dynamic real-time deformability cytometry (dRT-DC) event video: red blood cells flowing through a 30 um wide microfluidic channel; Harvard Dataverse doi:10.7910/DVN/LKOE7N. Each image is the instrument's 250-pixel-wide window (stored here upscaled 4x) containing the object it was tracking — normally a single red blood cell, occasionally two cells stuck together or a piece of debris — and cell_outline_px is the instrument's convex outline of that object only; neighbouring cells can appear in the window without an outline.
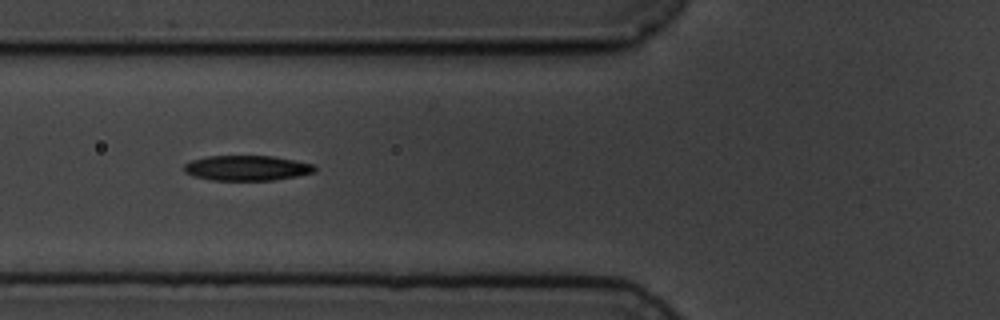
{"species": "common noctule bat (a hibernating species)", "species_latin": "Nyctalus noctula", "temperature_condition": "cold", "stored_images_in_passage": 2, "camera_frame_rate_fps": 3000, "um_per_image_px": 0.085, "animal": {"sex": "male", "body_mass_g": 19.5, "forearm_length_mm": 54.6}, "frame": {"image": 1, "passage_image": 2, "time_ms": 1.333, "image_size_px": [1000, 320], "cell_outline_px": [[316, 172], [296, 176], [272, 180], [212, 180], [192, 176], [184, 172], [184, 164], [192, 160], [208, 156], [272, 156], [296, 160], [316, 164]], "centroid_in_image_um": [21.01, 14.28], "position_along_channel_um": 104.8, "area_um2": 19.25}}